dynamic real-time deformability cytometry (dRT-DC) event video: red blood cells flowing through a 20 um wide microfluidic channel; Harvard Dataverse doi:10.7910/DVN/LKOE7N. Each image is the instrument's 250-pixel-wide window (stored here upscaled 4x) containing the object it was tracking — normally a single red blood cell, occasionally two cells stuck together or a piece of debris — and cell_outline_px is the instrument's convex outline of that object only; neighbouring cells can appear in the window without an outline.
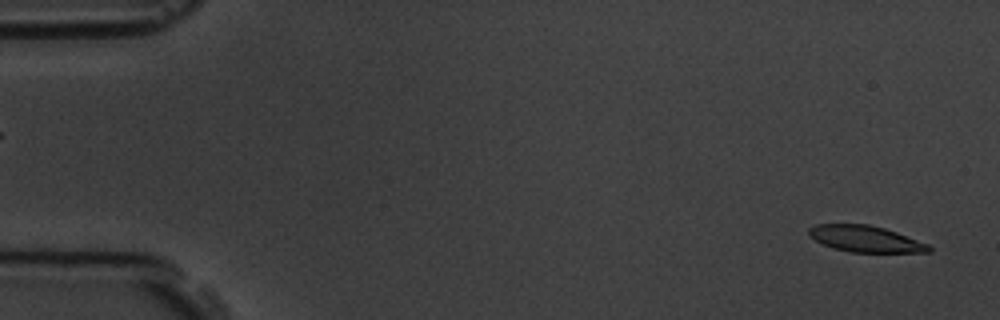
{"species": "common noctule bat (a hibernating species)", "species_latin": "Nyctalus noctula", "temperature_condition": "room temperature", "stored_images_in_passage": 7, "segment_of_instrument_passage": [2, 2], "camera_frame_rate_fps": 3000, "um_per_image_px": 0.085, "animal": {"sex": "male", "body_mass_g": 19.5, "forearm_length_mm": 54.6}, "frame": {"image": 1, "passage_image": 7, "time_ms": 7.0, "image_size_px": [1000, 320], "cell_outline_px": [[932, 252], [852, 252], [832, 248], [808, 236], [808, 228], [816, 224], [868, 224], [884, 228], [896, 232], [928, 244], [932, 248]], "centroid_in_image_um": [73.54, 20.3], "position_along_channel_um": 11.5, "area_um2": 18.32}}